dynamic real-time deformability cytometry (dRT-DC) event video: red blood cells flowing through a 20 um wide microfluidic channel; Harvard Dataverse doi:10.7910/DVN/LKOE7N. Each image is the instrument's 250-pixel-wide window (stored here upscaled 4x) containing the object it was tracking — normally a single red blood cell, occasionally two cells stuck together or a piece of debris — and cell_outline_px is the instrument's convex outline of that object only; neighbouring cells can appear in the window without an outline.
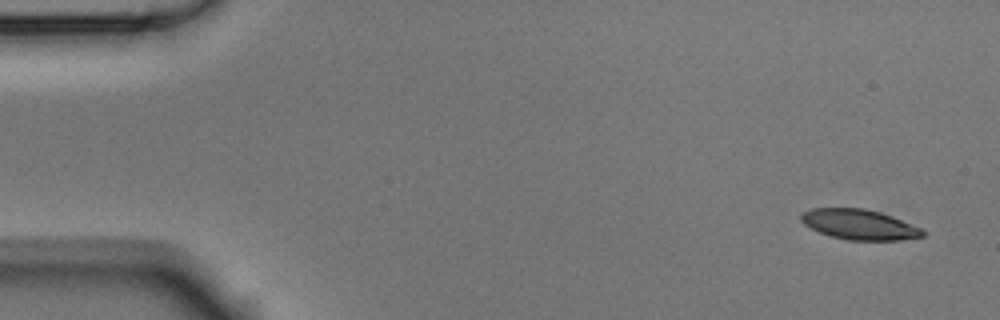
{"species": "Egyptian fruit bat (a non-hibernating species)", "species_latin": "Rousettus aegyptiacus", "temperature_condition": "room temperature", "stored_images_in_passage": 4, "camera_frame_rate_fps": 3000, "um_per_image_px": 0.085, "animal": {"sex": "male"}, "frame": {"image": 1, "passage_image": 1, "time_ms": 0.0, "image_size_px": [1000, 320], "cell_outline_px": [[928, 232], [924, 236], [900, 240], [848, 240], [832, 236], [820, 232], [804, 224], [800, 220], [800, 216], [804, 212], [812, 208], [864, 208], [880, 212], [892, 216], [920, 228]], "centroid_in_image_um": [73.06, 19.08], "position_along_channel_um": 11.9, "area_um2": 21.27}}